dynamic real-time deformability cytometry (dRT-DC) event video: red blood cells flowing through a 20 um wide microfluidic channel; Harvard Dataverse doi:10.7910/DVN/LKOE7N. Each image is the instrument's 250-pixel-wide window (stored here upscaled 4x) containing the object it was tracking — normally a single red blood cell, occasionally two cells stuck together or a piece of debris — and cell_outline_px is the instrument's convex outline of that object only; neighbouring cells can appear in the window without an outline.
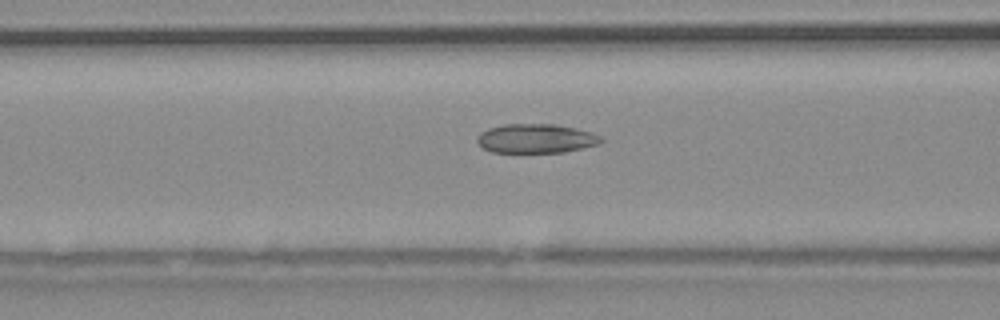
{"species": "common noctule bat (a hibernating species)", "species_latin": "Nyctalus noctula", "temperature_condition": "warm", "stored_images_in_passage": 54, "camera_frame_rate_fps": 3000, "um_per_image_px": 0.085, "animal": {"sex": "male", "body_mass_g": 20.4}, "frame": {"image": 1, "passage_image": 21, "time_ms": 6.667, "image_size_px": [1000, 320], "cell_outline_px": [[604, 140], [600, 144], [564, 152], [492, 152], [484, 148], [476, 140], [476, 136], [480, 132], [488, 128], [504, 124], [556, 124], [576, 128], [592, 132], [600, 136]], "centroid_in_image_um": [45.57, 11.76], "position_along_channel_um": 121.0, "area_um2": 21.15}}
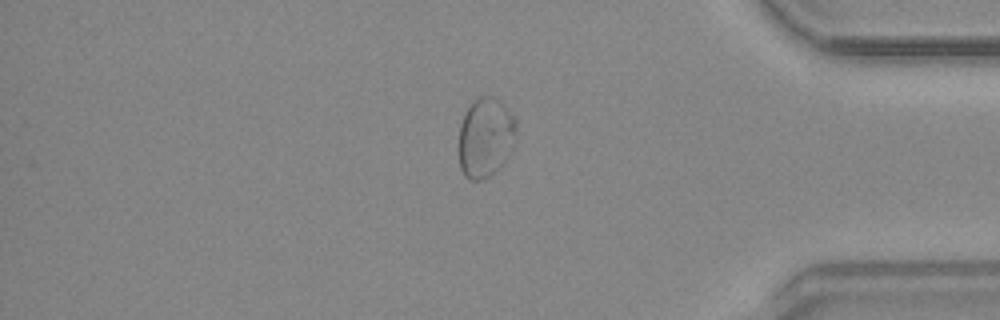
{"frame": {"image": 2, "passage_image": 45, "time_ms": 14.667, "image_size_px": [1000, 320], "cell_outline_px": [[516, 128], [504, 160], [488, 176], [480, 180], [468, 180], [464, 176], [460, 168], [460, 124], [464, 112], [468, 104], [472, 100], [480, 96], [492, 96], [516, 116]], "centroid_in_image_um": [41.21, 11.63], "position_along_channel_um": 394.0, "area_um2": 26.07}, "authors_computed_cell_mechanics": {"area_um2": 24.4205, "velocity_mm_per_s": 3.7216, "shape_relaxation_time_tau1_ms": null, "shape_relaxation_time_tau2_ms": 1.2107, "deformation_change_tau1": null, "deformation_change_tau2": 0.0368}}